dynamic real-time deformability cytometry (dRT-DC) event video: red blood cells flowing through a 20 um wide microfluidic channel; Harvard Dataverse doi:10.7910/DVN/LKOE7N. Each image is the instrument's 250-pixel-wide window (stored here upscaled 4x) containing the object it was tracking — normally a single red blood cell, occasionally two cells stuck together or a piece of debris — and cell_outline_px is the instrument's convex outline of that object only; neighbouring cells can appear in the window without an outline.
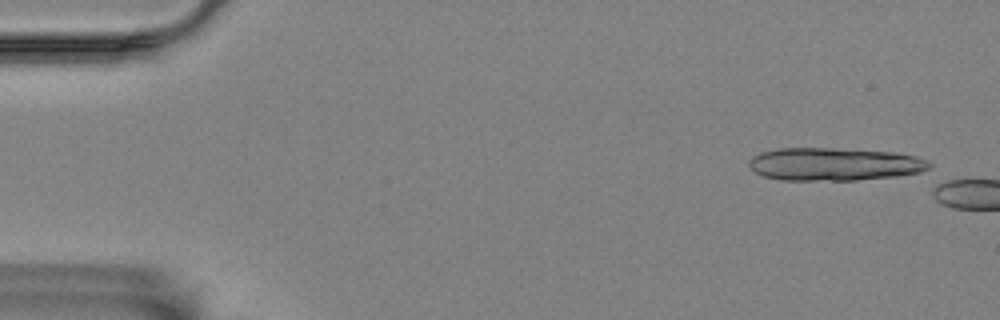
{"species": "Egyptian fruit bat (a non-hibernating species)", "species_latin": "Rousettus aegyptiacus", "temperature_condition": "room temperature", "stored_images_in_passage": 2, "camera_frame_rate_fps": 3000, "um_per_image_px": 0.085, "animal": {"sex": "female"}, "frame": {"image": 1, "passage_image": 1, "time_ms": 0.0, "image_size_px": [1000, 320], "cell_outline_px": [[932, 164], [928, 168], [920, 172], [896, 176], [856, 180], [780, 180], [764, 176], [756, 172], [748, 164], [748, 160], [752, 156], [760, 152], [780, 148], [832, 148], [892, 152], [916, 156], [928, 160]], "centroid_in_image_um": [70.9, 13.95], "position_along_channel_um": 14.1, "area_um2": 34.56}}